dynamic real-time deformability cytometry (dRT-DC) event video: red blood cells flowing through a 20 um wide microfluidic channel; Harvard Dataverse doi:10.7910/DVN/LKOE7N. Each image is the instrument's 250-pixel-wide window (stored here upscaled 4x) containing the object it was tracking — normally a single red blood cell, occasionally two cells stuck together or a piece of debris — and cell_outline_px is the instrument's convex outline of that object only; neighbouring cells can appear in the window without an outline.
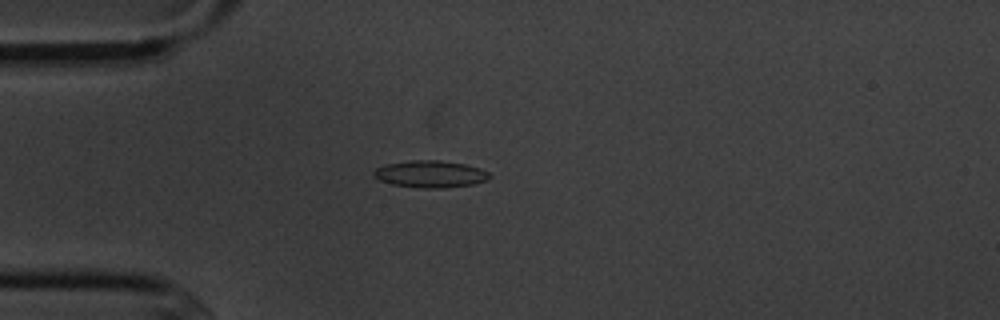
{"species": "common noctule bat (a hibernating species)", "species_latin": "Nyctalus noctula", "temperature_condition": "cold", "stored_images_in_passage": 4, "camera_frame_rate_fps": 3000, "um_per_image_px": 0.085, "animal": {"sex": "male", "body_mass_g": 20.1, "forearm_length_mm": 53.5}, "frame": {"image": 1, "passage_image": 4, "time_ms": 3.333, "image_size_px": [1000, 320], "cell_outline_px": [[492, 176], [488, 180], [472, 184], [440, 188], [424, 188], [392, 184], [380, 180], [372, 176], [372, 172], [376, 168], [384, 164], [412, 160], [436, 160], [464, 164], [480, 168], [488, 172]], "centroid_in_image_um": [36.56, 14.79], "position_along_channel_um": 48.4, "area_um2": 18.15}}